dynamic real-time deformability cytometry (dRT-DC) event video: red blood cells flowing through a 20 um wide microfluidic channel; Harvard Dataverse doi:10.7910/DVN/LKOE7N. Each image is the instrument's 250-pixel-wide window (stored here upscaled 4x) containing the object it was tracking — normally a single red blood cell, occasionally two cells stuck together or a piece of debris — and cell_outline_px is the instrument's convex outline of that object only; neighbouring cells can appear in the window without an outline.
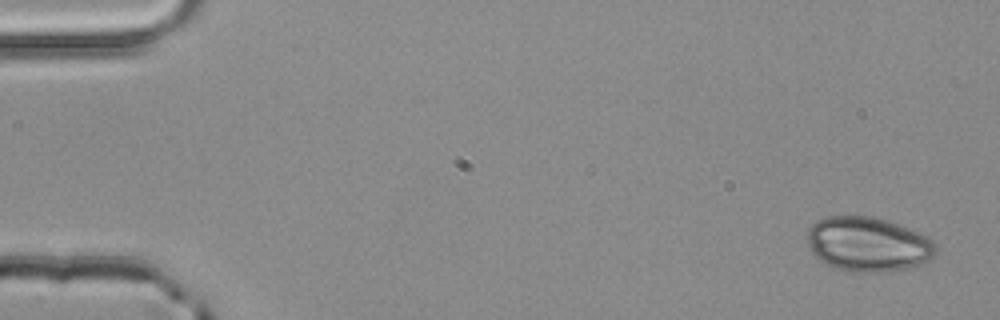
{"species": "common noctule bat (a hibernating species)", "species_latin": "Nyctalus noctula", "temperature_condition": "room temperature", "stored_images_in_passage": 4, "camera_frame_rate_fps": 3000, "um_per_image_px": 0.085, "animal": {"sex": "male", "body_mass_g": 20.4}, "frame": {"image": 1, "passage_image": 1, "time_ms": 0.0, "image_size_px": [1000, 320], "cell_outline_px": [[936, 252], [928, 260], [920, 264], [908, 268], [884, 272], [860, 272], [836, 268], [820, 260], [812, 252], [804, 236], [808, 228], [816, 220], [828, 216], [872, 216], [896, 224], [928, 236], [936, 244]], "centroid_in_image_um": [73.74, 20.75], "position_along_channel_um": 11.3, "area_um2": 40.81}}